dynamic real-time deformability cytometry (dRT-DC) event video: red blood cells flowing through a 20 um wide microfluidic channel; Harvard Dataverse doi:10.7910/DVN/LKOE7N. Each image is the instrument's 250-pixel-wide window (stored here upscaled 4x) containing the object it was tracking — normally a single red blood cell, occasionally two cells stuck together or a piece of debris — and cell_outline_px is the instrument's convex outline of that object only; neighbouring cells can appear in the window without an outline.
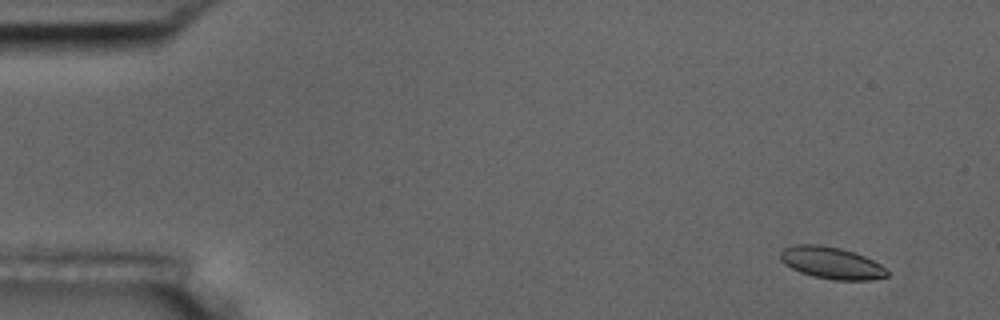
{"species": "common noctule bat (a hibernating species)", "species_latin": "Nyctalus noctula", "temperature_condition": "room temperature", "stored_images_in_passage": 8, "camera_frame_rate_fps": 3000, "um_per_image_px": 0.085, "animal": {"sex": "male", "body_mass_g": 17.5, "forearm_length_mm": 52.3}, "frame": {"image": 1, "passage_image": 2, "time_ms": 1.333, "image_size_px": [1000, 320], "cell_outline_px": [[888, 276], [872, 280], [832, 280], [812, 276], [800, 272], [784, 264], [780, 260], [780, 252], [784, 248], [796, 244], [820, 244], [840, 248], [864, 256], [880, 264], [888, 272]], "centroid_in_image_um": [70.65, 22.35], "position_along_channel_um": 14.4, "area_um2": 19.88}}
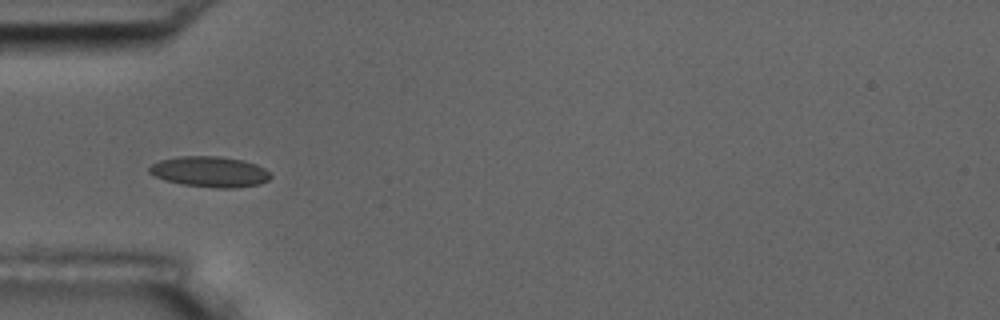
{"frame": {"image": 2, "passage_image": 6, "time_ms": 6.0, "image_size_px": [1000, 320], "cell_outline_px": [[272, 176], [268, 180], [260, 184], [232, 188], [216, 188], [184, 184], [164, 180], [148, 172], [148, 168], [152, 164], [160, 160], [180, 156], [220, 156], [244, 160], [256, 164], [264, 168]], "centroid_in_image_um": [17.84, 14.59], "position_along_channel_um": 67.2, "area_um2": 21.62}}